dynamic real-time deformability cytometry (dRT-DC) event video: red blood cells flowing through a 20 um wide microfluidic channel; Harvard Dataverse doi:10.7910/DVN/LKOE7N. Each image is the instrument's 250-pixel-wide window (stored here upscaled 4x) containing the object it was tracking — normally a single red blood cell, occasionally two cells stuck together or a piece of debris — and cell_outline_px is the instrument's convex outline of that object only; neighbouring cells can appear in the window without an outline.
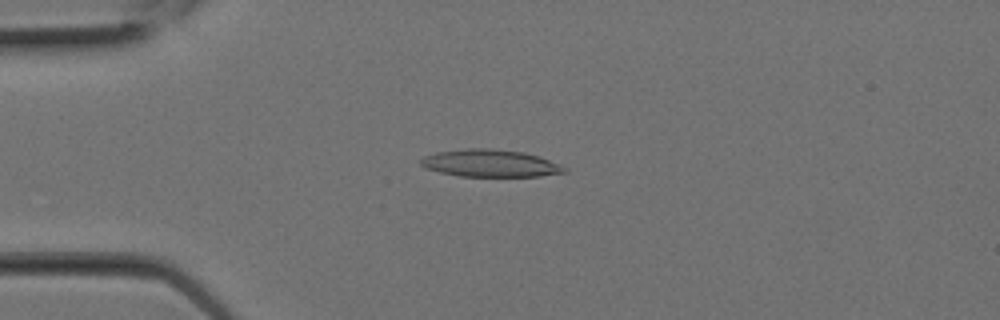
{"species": "Egyptian fruit bat (a non-hibernating species)", "species_latin": "Rousettus aegyptiacus", "temperature_condition": "room temperature", "stored_images_in_passage": 2, "camera_frame_rate_fps": 3000, "um_per_image_px": 0.085, "animal": {"sex": "female"}, "frame": {"image": 1, "passage_image": 2, "time_ms": 0.333, "image_size_px": [1000, 320], "cell_outline_px": [[568, 172], [540, 176], [460, 176], [440, 172], [424, 168], [420, 164], [420, 160], [424, 156], [436, 152], [468, 148], [488, 148], [524, 152], [548, 160], [568, 168]], "centroid_in_image_um": [41.65, 13.88], "position_along_channel_um": 43.4, "area_um2": 22.77}}